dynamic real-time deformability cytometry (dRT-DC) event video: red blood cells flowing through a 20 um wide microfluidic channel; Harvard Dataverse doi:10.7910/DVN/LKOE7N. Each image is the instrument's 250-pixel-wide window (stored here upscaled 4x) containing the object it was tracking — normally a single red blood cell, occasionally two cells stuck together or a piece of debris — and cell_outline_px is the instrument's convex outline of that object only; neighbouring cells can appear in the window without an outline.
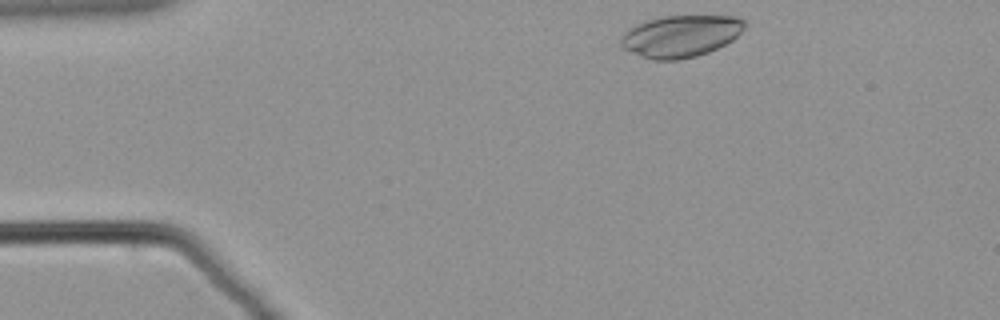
{"species": "common noctule bat (a hibernating species)", "species_latin": "Nyctalus noctula", "temperature_condition": "warm", "stored_images_in_passage": 50, "camera_frame_rate_fps": 3000, "um_per_image_px": 0.085, "animal": {"sex": "male", "body_mass_g": 21.5, "forearm_length_mm": 52.0}, "frame": {"image": 1, "passage_image": 1, "time_ms": 0.0, "image_size_px": [1000, 320], "cell_outline_px": [[744, 28], [732, 40], [708, 52], [696, 56], [676, 60], [652, 60], [632, 52], [624, 48], [620, 44], [620, 36], [628, 28], [644, 20], [660, 16], [736, 16], [744, 20]], "centroid_in_image_um": [57.81, 3.06], "position_along_channel_um": 27.2, "area_um2": 30.17}}
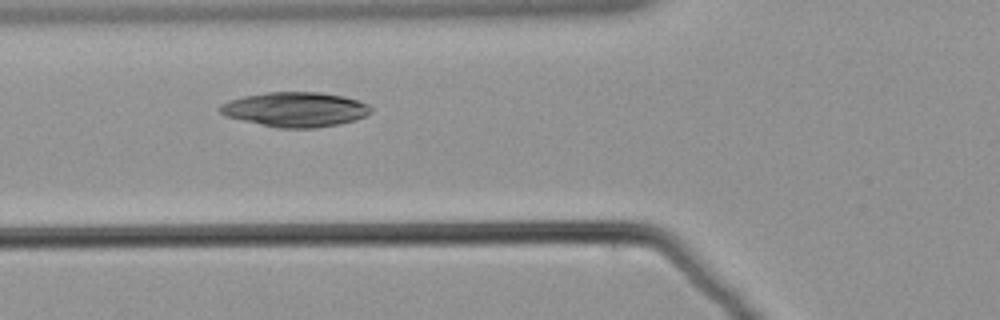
{"frame": {"image": 2, "passage_image": 13, "time_ms": 4.0, "image_size_px": [1000, 320], "cell_outline_px": [[372, 112], [356, 120], [340, 124], [316, 128], [276, 128], [224, 116], [216, 108], [220, 104], [228, 100], [244, 96], [268, 92], [320, 92], [344, 96], [360, 100], [368, 104], [372, 108]], "centroid_in_image_um": [25.09, 9.3], "position_along_channel_um": 100.7, "area_um2": 30.92}}
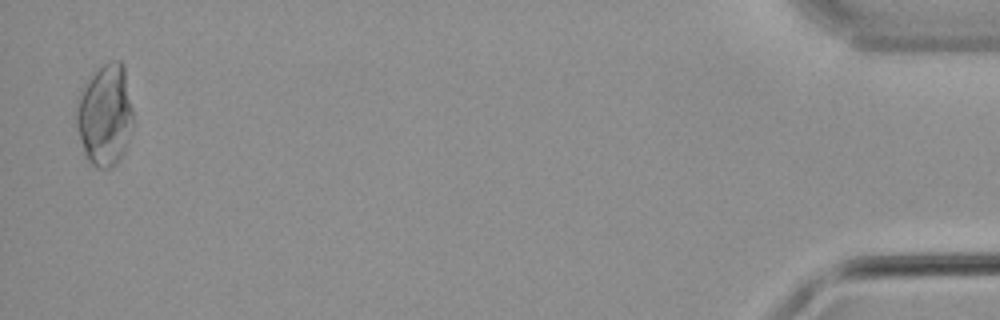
{"frame": {"image": 3, "passage_image": 49, "time_ms": 16.0, "image_size_px": [1000, 320], "cell_outline_px": [[132, 128], [124, 148], [116, 164], [112, 168], [96, 168], [84, 156], [76, 128], [76, 108], [80, 92], [84, 84], [96, 68], [108, 60], [120, 60], [124, 64], [132, 112]], "centroid_in_image_um": [8.89, 9.76], "position_along_channel_um": 426.3, "area_um2": 33.81}}